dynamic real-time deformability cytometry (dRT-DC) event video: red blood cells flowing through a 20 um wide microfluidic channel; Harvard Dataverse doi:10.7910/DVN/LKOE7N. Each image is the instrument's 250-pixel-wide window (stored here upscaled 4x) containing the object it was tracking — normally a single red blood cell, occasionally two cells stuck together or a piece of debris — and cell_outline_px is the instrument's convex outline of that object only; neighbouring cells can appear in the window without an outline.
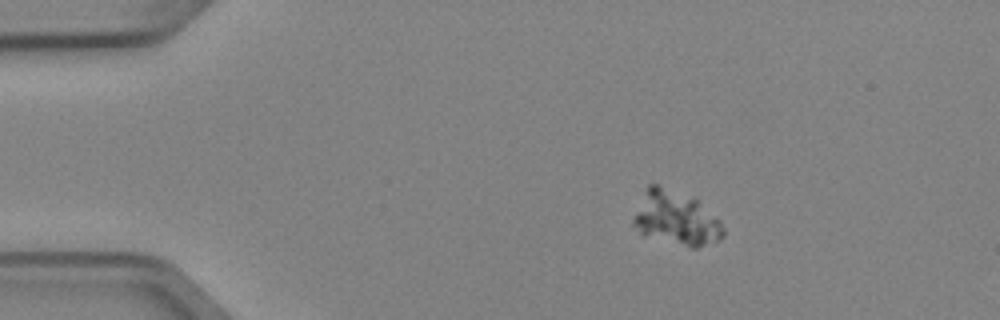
{"species": "Egyptian fruit bat (a non-hibernating species)", "species_latin": "Rousettus aegyptiacus", "temperature_condition": "cold", "stored_images_in_passage": 4, "camera_frame_rate_fps": 3000, "um_per_image_px": 0.085, "animal": {"sex": "female"}, "frame": {"image": 1, "passage_image": 2, "time_ms": 0.333, "image_size_px": [1000, 320], "cell_outline_px": [[724, 236], [720, 240], [696, 248], [692, 248], [640, 236], [632, 224], [632, 220], [648, 184], [656, 184], [692, 196], [720, 220], [724, 228]], "centroid_in_image_um": [57.44, 18.59], "position_along_channel_um": 27.6, "area_um2": 28.61}}
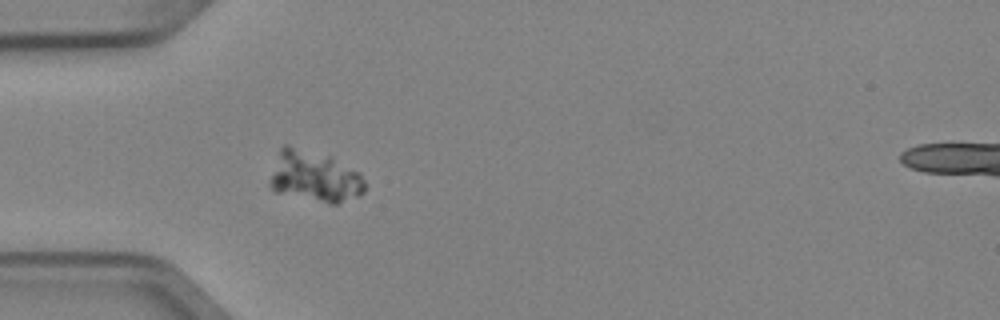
{"frame": {"image": 2, "passage_image": 4, "time_ms": 1.0, "image_size_px": [1000, 320], "cell_outline_px": [[364, 192], [360, 196], [336, 204], [328, 204], [276, 192], [268, 184], [268, 180], [280, 148], [284, 144], [288, 144], [328, 156], [360, 172], [364, 180]], "centroid_in_image_um": [26.72, 15.02], "position_along_channel_um": 58.3, "area_um2": 28.38}}